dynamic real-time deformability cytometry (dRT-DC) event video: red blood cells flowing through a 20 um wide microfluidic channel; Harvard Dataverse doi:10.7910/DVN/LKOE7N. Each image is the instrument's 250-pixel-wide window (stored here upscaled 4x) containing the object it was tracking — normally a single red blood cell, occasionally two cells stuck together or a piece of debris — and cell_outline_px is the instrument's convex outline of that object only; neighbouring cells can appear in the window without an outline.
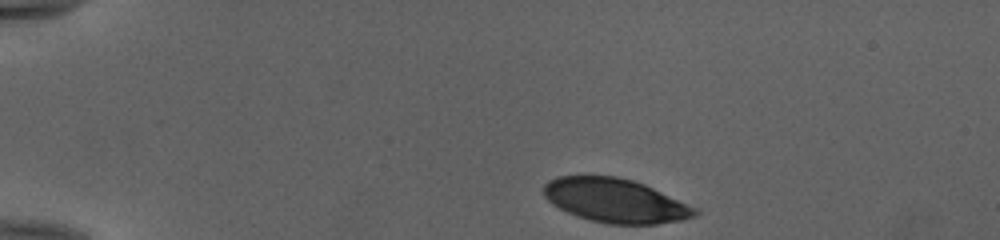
{"species": "human", "species_latin": "Homo sapiens", "temperature_condition": "cold", "stored_images_in_passage": 43, "camera_frame_rate_fps": 3000, "um_per_image_px": 0.085, "donor": {"sex": "female"}, "frame": {"image": 1, "passage_image": 1, "time_ms": 0.0, "image_size_px": [1000, 240], "cell_outline_px": [[700, 212], [696, 216], [684, 220], [656, 224], [608, 224], [576, 216], [552, 204], [544, 196], [544, 184], [548, 180], [556, 176], [616, 176], [632, 180], [644, 184], [696, 208]], "centroid_in_image_um": [52.3, 17.05], "position_along_channel_um": 32.7, "area_um2": 38.61}}
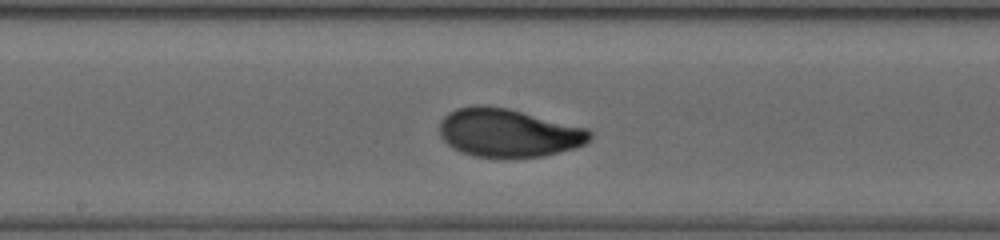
{"frame": {"image": 2, "passage_image": 20, "time_ms": 6.333, "image_size_px": [1000, 240], "cell_outline_px": [[592, 136], [584, 144], [576, 148], [544, 156], [476, 156], [452, 148], [440, 136], [440, 120], [448, 112], [456, 108], [476, 104], [484, 104], [508, 108], [588, 128], [592, 132]], "centroid_in_image_um": [43.21, 11.26], "position_along_channel_um": 205.0, "area_um2": 42.25}}
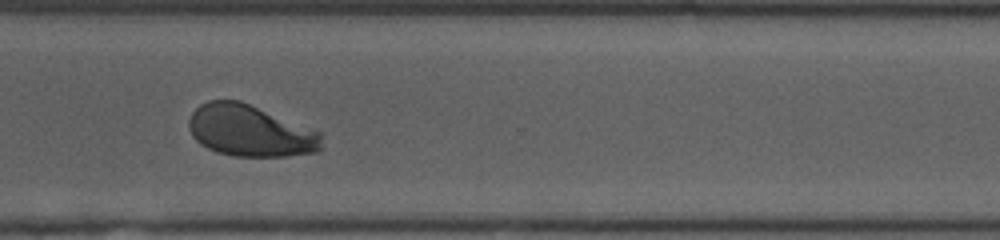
{"frame": {"image": 3, "passage_image": 31, "time_ms": 10.0, "image_size_px": [1000, 240], "cell_outline_px": [[324, 148], [320, 152], [288, 156], [232, 156], [216, 152], [200, 144], [192, 136], [188, 128], [188, 120], [192, 112], [200, 104], [208, 100], [240, 100], [320, 132], [324, 136]], "centroid_in_image_um": [21.28, 11.13], "position_along_channel_um": 349.3, "area_um2": 40.34}, "authors_computed_cell_mechanics": {"area_um2": 40.749, "velocity_mm_per_s": 3.9489, "shape_relaxation_time_tau1_ms": 3.1528, "shape_relaxation_time_tau2_ms": null, "deformation_change_tau1": 0.1656, "deformation_change_tau2": null}}